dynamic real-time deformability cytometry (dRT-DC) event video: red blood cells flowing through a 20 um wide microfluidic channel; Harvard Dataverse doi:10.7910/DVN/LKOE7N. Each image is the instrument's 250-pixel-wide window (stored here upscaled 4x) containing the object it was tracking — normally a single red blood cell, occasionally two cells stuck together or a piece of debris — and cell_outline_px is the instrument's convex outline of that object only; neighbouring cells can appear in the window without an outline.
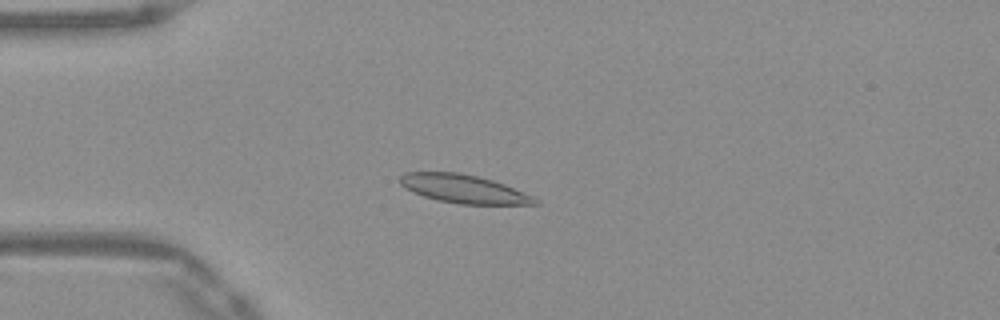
{"species": "Egyptian fruit bat (a non-hibernating species)", "species_latin": "Rousettus aegyptiacus", "temperature_condition": "warm", "stored_images_in_passage": 48, "camera_frame_rate_fps": 3000, "um_per_image_px": 0.085, "frame": {"image": 1, "passage_image": 10, "time_ms": 3.0, "image_size_px": [1000, 320], "cell_outline_px": [[540, 204], [460, 204], [436, 200], [412, 192], [404, 188], [400, 184], [400, 176], [404, 172], [460, 172], [492, 180], [504, 184], [524, 192], [540, 200]], "centroid_in_image_um": [39.39, 16.05], "position_along_channel_um": 45.6, "area_um2": 22.37}}
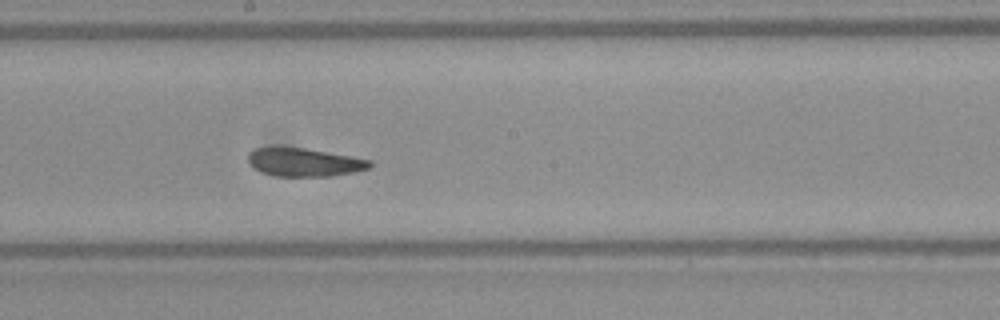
{"frame": {"image": 2, "passage_image": 25, "time_ms": 8.0, "image_size_px": [1000, 320], "cell_outline_px": [[372, 164], [368, 168], [352, 172], [332, 176], [276, 176], [264, 172], [256, 168], [248, 160], [248, 152], [256, 148], [304, 148], [352, 156], [372, 160]], "centroid_in_image_um": [25.91, 13.79], "position_along_channel_um": 222.3, "area_um2": 19.65}}
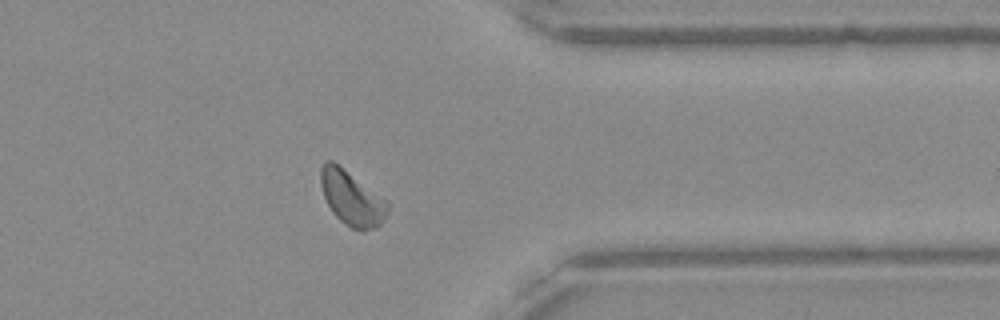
{"frame": {"image": 3, "passage_image": 38, "time_ms": 12.333, "image_size_px": [1000, 320], "cell_outline_px": [[388, 212], [384, 220], [376, 228], [364, 232], [352, 228], [344, 224], [332, 212], [324, 196], [320, 184], [320, 168], [324, 160], [332, 160], [388, 200]], "centroid_in_image_um": [29.91, 16.85], "position_along_channel_um": 381.5, "area_um2": 21.5}, "authors_computed_cell_mechanics": {"area_um2": 20.8369, "velocity_mm_per_s": 3.8979, "shape_relaxation_time_tau1_ms": 4.3059, "shape_relaxation_time_tau2_ms": 1.5165, "deformation_change_tau1": 0.1346, "deformation_change_tau2": 0.079}}